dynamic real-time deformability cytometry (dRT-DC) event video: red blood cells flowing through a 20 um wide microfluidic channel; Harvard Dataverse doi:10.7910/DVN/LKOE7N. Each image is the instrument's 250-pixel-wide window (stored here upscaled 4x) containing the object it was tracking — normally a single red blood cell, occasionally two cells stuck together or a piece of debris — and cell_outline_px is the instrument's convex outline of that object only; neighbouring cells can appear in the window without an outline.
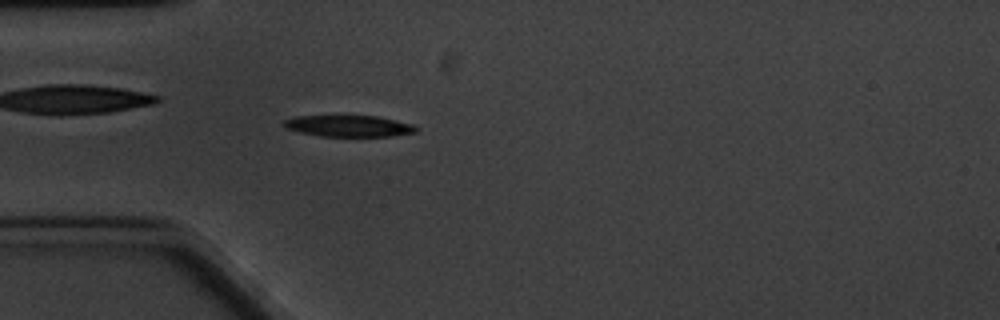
{"species": "common noctule bat (a hibernating species)", "species_latin": "Nyctalus noctula", "temperature_condition": "cold", "stored_images_in_passage": 4, "camera_frame_rate_fps": 3000, "um_per_image_px": 0.085, "animal": {"sex": "male", "body_mass_g": 20.1, "forearm_length_mm": 53.5}, "frame": {"image": 1, "passage_image": 4, "time_ms": 3.667, "image_size_px": [1000, 320], "cell_outline_px": [[420, 128], [416, 132], [392, 136], [320, 136], [300, 132], [288, 128], [280, 124], [284, 120], [296, 116], [376, 116], [396, 120], [412, 124]], "centroid_in_image_um": [29.66, 10.71], "position_along_channel_um": 55.3, "area_um2": 16.42}}